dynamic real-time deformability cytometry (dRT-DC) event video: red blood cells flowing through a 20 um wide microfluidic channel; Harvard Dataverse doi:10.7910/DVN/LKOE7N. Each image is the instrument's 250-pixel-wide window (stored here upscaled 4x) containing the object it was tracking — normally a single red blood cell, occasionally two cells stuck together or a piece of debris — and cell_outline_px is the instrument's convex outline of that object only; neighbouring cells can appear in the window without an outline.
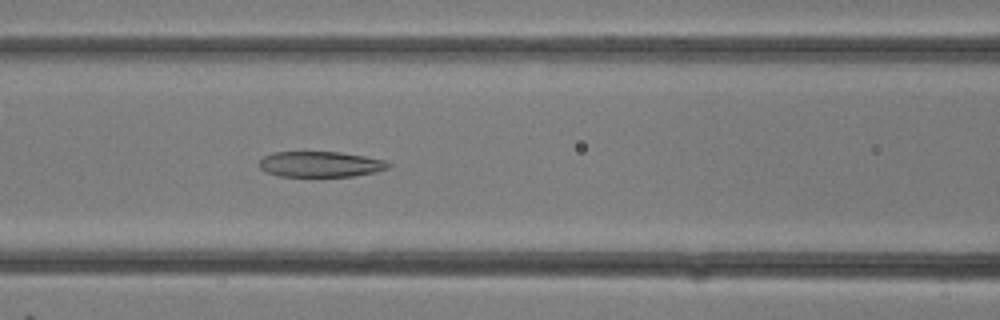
{"species": "common noctule bat (a hibernating species)", "species_latin": "Nyctalus noctula", "temperature_condition": "room temperature", "stored_images_in_passage": 14, "camera_frame_rate_fps": 3000, "um_per_image_px": 0.085, "animal": {"sex": "female"}, "frame": {"image": 1, "passage_image": 14, "time_ms": 4.333, "image_size_px": [1000, 320], "cell_outline_px": [[392, 164], [388, 168], [376, 172], [352, 176], [280, 176], [268, 172], [260, 168], [256, 164], [264, 156], [272, 152], [340, 152], [388, 160]], "centroid_in_image_um": [27.25, 13.95], "position_along_channel_um": 139.3, "area_um2": 19.36}}